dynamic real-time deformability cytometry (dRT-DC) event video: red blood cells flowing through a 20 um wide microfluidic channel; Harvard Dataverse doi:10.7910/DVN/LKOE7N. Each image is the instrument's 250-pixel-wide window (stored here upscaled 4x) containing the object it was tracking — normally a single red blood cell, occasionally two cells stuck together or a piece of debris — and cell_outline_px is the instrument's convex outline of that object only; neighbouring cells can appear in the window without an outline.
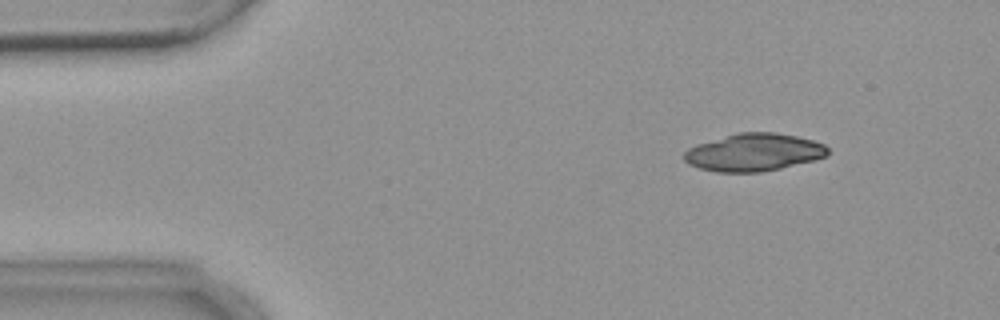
{"species": "common noctule bat (a hibernating species)", "species_latin": "Nyctalus noctula", "temperature_condition": "warm", "stored_images_in_passage": 5, "camera_frame_rate_fps": 3000, "um_per_image_px": 0.085, "animal": {"sex": "female", "body_mass_g": 18.4}, "frame": {"image": 1, "passage_image": 2, "time_ms": 2.0, "image_size_px": [1000, 320], "cell_outline_px": [[828, 156], [816, 160], [780, 168], [760, 172], [716, 172], [700, 168], [688, 164], [684, 160], [684, 152], [688, 148], [696, 144], [736, 132], [776, 132], [796, 136], [812, 140], [824, 144], [828, 148]], "centroid_in_image_um": [64.07, 12.94], "position_along_channel_um": 20.9, "area_um2": 31.67}}